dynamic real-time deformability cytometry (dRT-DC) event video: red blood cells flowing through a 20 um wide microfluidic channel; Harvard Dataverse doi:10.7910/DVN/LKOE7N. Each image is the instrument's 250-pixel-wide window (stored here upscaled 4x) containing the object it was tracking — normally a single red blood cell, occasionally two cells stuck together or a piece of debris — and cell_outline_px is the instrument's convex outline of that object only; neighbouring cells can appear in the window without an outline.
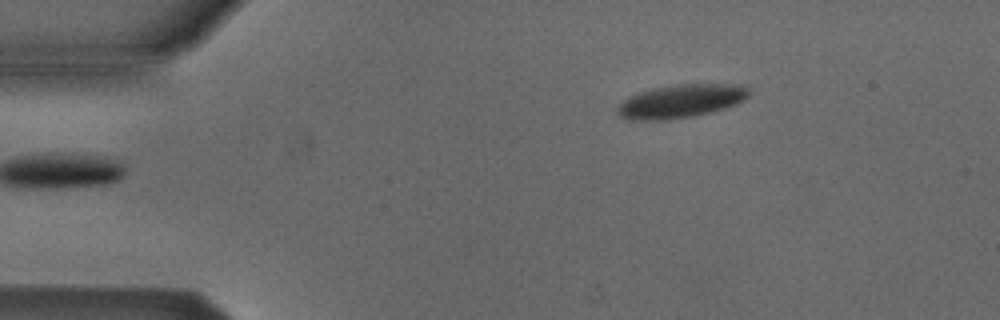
{"species": "Egyptian fruit bat (a non-hibernating species)", "species_latin": "Rousettus aegyptiacus", "temperature_condition": "cold", "stored_images_in_passage": 3, "camera_frame_rate_fps": 3000, "um_per_image_px": 0.085, "animal": {"sex": "male"}, "frame": {"image": 1, "passage_image": 3, "time_ms": 3.333, "image_size_px": [1000, 320], "cell_outline_px": [[748, 96], [736, 104], [724, 108], [692, 116], [668, 120], [628, 120], [620, 116], [616, 112], [616, 108], [628, 96], [640, 92], [656, 88], [680, 84], [740, 84], [748, 88]], "centroid_in_image_um": [57.84, 8.6], "position_along_channel_um": 27.2, "area_um2": 25.32}}